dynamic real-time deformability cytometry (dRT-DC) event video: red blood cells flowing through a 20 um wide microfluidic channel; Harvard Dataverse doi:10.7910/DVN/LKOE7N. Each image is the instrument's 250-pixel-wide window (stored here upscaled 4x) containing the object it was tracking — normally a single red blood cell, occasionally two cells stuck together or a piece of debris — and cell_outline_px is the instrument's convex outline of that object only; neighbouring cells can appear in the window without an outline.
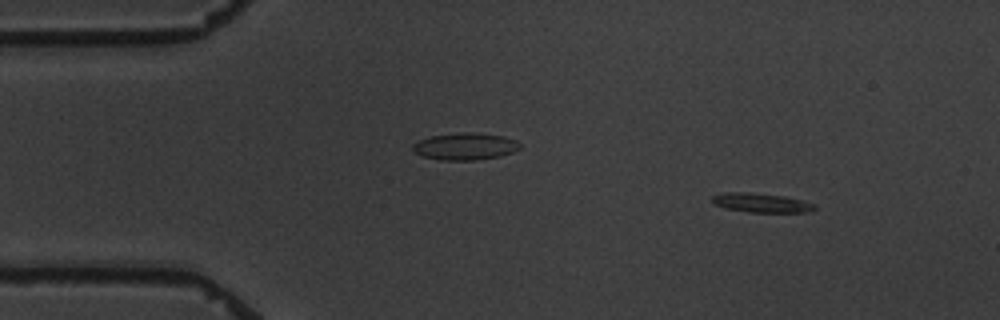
{"species": "common noctule bat (a hibernating species)", "species_latin": "Nyctalus noctula", "temperature_condition": "warm", "stored_images_in_passage": 4, "camera_frame_rate_fps": 3000, "um_per_image_px": 0.085, "animal": {"sex": "male", "body_mass_g": 19.5, "forearm_length_mm": 54.6}, "frame": {"image": 1, "passage_image": 2, "time_ms": 1.0, "image_size_px": [1000, 320], "cell_outline_px": [[816, 208], [812, 212], [748, 212], [724, 208], [716, 204], [712, 200], [712, 196], [724, 192], [748, 192], [784, 196], [800, 200], [812, 204]], "centroid_in_image_um": [64.68, 17.24], "position_along_channel_um": 20.3, "area_um2": 11.33}}
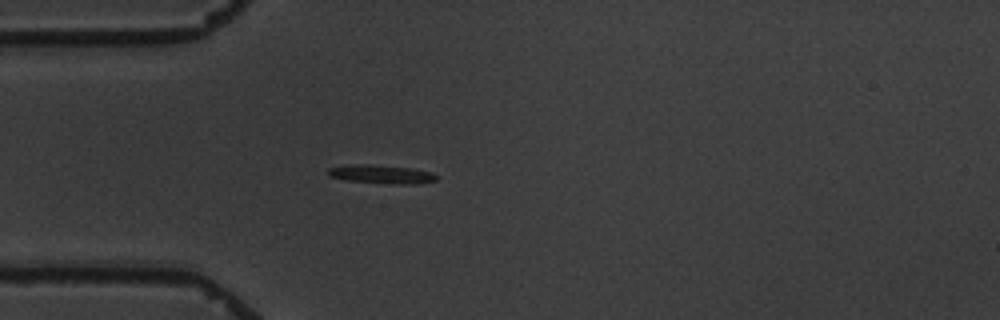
{"frame": {"image": 2, "passage_image": 4, "time_ms": 4.0, "image_size_px": [1000, 320], "cell_outline_px": [[440, 176], [436, 180], [416, 184], [396, 184], [344, 180], [328, 176], [328, 168], [344, 164], [360, 164], [412, 168], [432, 172]], "centroid_in_image_um": [32.41, 14.81], "position_along_channel_um": 52.6, "area_um2": 11.85}}